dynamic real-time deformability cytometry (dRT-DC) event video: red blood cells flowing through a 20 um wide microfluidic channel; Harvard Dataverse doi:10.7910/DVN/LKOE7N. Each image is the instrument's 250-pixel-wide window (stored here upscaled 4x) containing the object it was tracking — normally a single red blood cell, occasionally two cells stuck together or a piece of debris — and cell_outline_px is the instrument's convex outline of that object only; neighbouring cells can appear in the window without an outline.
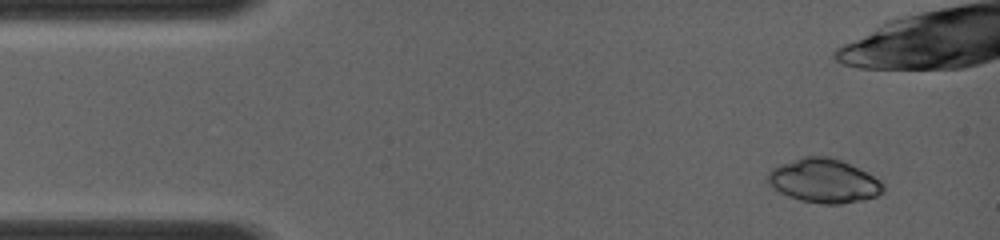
{"species": "common noctule bat (a hibernating species)", "species_latin": "Nyctalus noctula", "temperature_condition": "room temperature", "stored_images_in_passage": 13, "camera_frame_rate_fps": 4000, "um_per_image_px": 0.085, "animal": {"sex": "female", "body_mass_g": 19.0, "forearm_length_mm": 56.7}, "frame": {"image": 1, "passage_image": 1, "time_ms": 0.0, "image_size_px": [1000, 240], "cell_outline_px": [[884, 192], [880, 196], [860, 200], [836, 204], [828, 204], [804, 200], [780, 192], [764, 180], [768, 172], [772, 168], [780, 164], [800, 156], [832, 156], [880, 180], [884, 184]], "centroid_in_image_um": [70.01, 15.35], "position_along_channel_um": 15.0, "area_um2": 29.25}}